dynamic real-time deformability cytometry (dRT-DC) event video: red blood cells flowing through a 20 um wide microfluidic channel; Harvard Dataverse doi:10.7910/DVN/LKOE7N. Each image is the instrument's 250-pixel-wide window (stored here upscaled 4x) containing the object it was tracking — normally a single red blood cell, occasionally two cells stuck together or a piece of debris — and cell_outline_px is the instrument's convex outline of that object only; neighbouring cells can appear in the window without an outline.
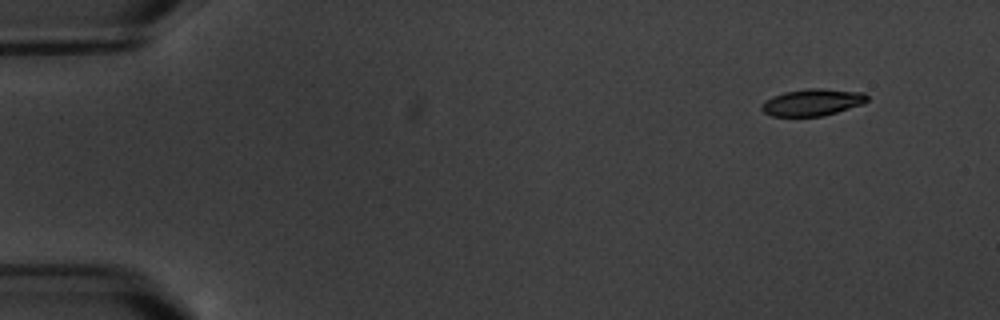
{"species": "common noctule bat (a hibernating species)", "species_latin": "Nyctalus noctula", "temperature_condition": "warm", "stored_images_in_passage": 6, "camera_frame_rate_fps": 3000, "um_per_image_px": 0.085, "animal": {"sex": "male", "body_mass_g": 20.1, "forearm_length_mm": 53.5}, "frame": {"image": 1, "passage_image": 1, "time_ms": 0.0, "image_size_px": [1000, 320], "cell_outline_px": [[868, 100], [860, 104], [824, 116], [772, 116], [764, 112], [760, 108], [760, 104], [764, 100], [772, 96], [784, 92], [808, 88], [820, 88], [864, 92], [868, 96]], "centroid_in_image_um": [69.0, 8.69], "position_along_channel_um": 16.0, "area_um2": 16.53}}
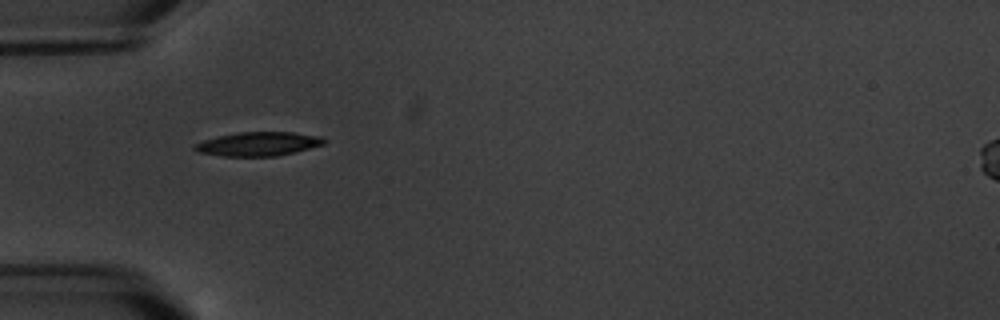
{"frame": {"image": 2, "passage_image": 5, "time_ms": 4.667, "image_size_px": [1000, 320], "cell_outline_px": [[324, 144], [296, 152], [276, 156], [224, 156], [200, 152], [192, 148], [196, 144], [204, 140], [236, 132], [292, 132], [320, 136], [324, 140]], "centroid_in_image_um": [21.97, 12.23], "position_along_channel_um": 63.0, "area_um2": 17.8}}